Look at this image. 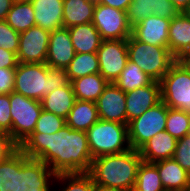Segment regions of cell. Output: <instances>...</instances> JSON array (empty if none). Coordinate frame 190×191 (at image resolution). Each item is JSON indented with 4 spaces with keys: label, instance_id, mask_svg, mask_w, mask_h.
<instances>
[{
    "label": "cell",
    "instance_id": "cell-1",
    "mask_svg": "<svg viewBox=\"0 0 190 191\" xmlns=\"http://www.w3.org/2000/svg\"><path fill=\"white\" fill-rule=\"evenodd\" d=\"M19 149L31 159H38L55 174L89 172L92 155L87 133L65 125L56 133L33 132Z\"/></svg>",
    "mask_w": 190,
    "mask_h": 191
},
{
    "label": "cell",
    "instance_id": "cell-2",
    "mask_svg": "<svg viewBox=\"0 0 190 191\" xmlns=\"http://www.w3.org/2000/svg\"><path fill=\"white\" fill-rule=\"evenodd\" d=\"M142 161L139 151L130 148L120 154L94 158L88 173L96 185L133 191Z\"/></svg>",
    "mask_w": 190,
    "mask_h": 191
},
{
    "label": "cell",
    "instance_id": "cell-3",
    "mask_svg": "<svg viewBox=\"0 0 190 191\" xmlns=\"http://www.w3.org/2000/svg\"><path fill=\"white\" fill-rule=\"evenodd\" d=\"M65 69L50 68L46 63H18L15 71L14 92L41 101L48 93L69 86Z\"/></svg>",
    "mask_w": 190,
    "mask_h": 191
},
{
    "label": "cell",
    "instance_id": "cell-4",
    "mask_svg": "<svg viewBox=\"0 0 190 191\" xmlns=\"http://www.w3.org/2000/svg\"><path fill=\"white\" fill-rule=\"evenodd\" d=\"M92 158L120 154L130 149L128 125L99 119L87 131Z\"/></svg>",
    "mask_w": 190,
    "mask_h": 191
},
{
    "label": "cell",
    "instance_id": "cell-5",
    "mask_svg": "<svg viewBox=\"0 0 190 191\" xmlns=\"http://www.w3.org/2000/svg\"><path fill=\"white\" fill-rule=\"evenodd\" d=\"M127 47L128 60L140 67L153 81L160 82L177 60L168 47L149 45L132 35L127 39Z\"/></svg>",
    "mask_w": 190,
    "mask_h": 191
},
{
    "label": "cell",
    "instance_id": "cell-6",
    "mask_svg": "<svg viewBox=\"0 0 190 191\" xmlns=\"http://www.w3.org/2000/svg\"><path fill=\"white\" fill-rule=\"evenodd\" d=\"M10 113L12 129L9 136L20 146L33 133L42 112L41 101L27 98L21 94L10 93Z\"/></svg>",
    "mask_w": 190,
    "mask_h": 191
},
{
    "label": "cell",
    "instance_id": "cell-7",
    "mask_svg": "<svg viewBox=\"0 0 190 191\" xmlns=\"http://www.w3.org/2000/svg\"><path fill=\"white\" fill-rule=\"evenodd\" d=\"M161 100L170 108L190 114V73L176 60L163 76Z\"/></svg>",
    "mask_w": 190,
    "mask_h": 191
},
{
    "label": "cell",
    "instance_id": "cell-8",
    "mask_svg": "<svg viewBox=\"0 0 190 191\" xmlns=\"http://www.w3.org/2000/svg\"><path fill=\"white\" fill-rule=\"evenodd\" d=\"M169 107L161 100L128 124L130 148L139 150L160 131H165Z\"/></svg>",
    "mask_w": 190,
    "mask_h": 191
},
{
    "label": "cell",
    "instance_id": "cell-9",
    "mask_svg": "<svg viewBox=\"0 0 190 191\" xmlns=\"http://www.w3.org/2000/svg\"><path fill=\"white\" fill-rule=\"evenodd\" d=\"M92 24L102 40H127L132 35L125 11L96 2Z\"/></svg>",
    "mask_w": 190,
    "mask_h": 191
},
{
    "label": "cell",
    "instance_id": "cell-10",
    "mask_svg": "<svg viewBox=\"0 0 190 191\" xmlns=\"http://www.w3.org/2000/svg\"><path fill=\"white\" fill-rule=\"evenodd\" d=\"M97 55L99 73L108 83H115L128 62L127 40H102Z\"/></svg>",
    "mask_w": 190,
    "mask_h": 191
},
{
    "label": "cell",
    "instance_id": "cell-11",
    "mask_svg": "<svg viewBox=\"0 0 190 191\" xmlns=\"http://www.w3.org/2000/svg\"><path fill=\"white\" fill-rule=\"evenodd\" d=\"M50 32L35 25L20 33L17 59L19 63H46Z\"/></svg>",
    "mask_w": 190,
    "mask_h": 191
},
{
    "label": "cell",
    "instance_id": "cell-12",
    "mask_svg": "<svg viewBox=\"0 0 190 191\" xmlns=\"http://www.w3.org/2000/svg\"><path fill=\"white\" fill-rule=\"evenodd\" d=\"M54 178L48 165L21 151V191H51Z\"/></svg>",
    "mask_w": 190,
    "mask_h": 191
},
{
    "label": "cell",
    "instance_id": "cell-13",
    "mask_svg": "<svg viewBox=\"0 0 190 191\" xmlns=\"http://www.w3.org/2000/svg\"><path fill=\"white\" fill-rule=\"evenodd\" d=\"M99 119L127 124L125 92L108 83L96 101Z\"/></svg>",
    "mask_w": 190,
    "mask_h": 191
},
{
    "label": "cell",
    "instance_id": "cell-14",
    "mask_svg": "<svg viewBox=\"0 0 190 191\" xmlns=\"http://www.w3.org/2000/svg\"><path fill=\"white\" fill-rule=\"evenodd\" d=\"M125 100L128 125L130 121L161 101V84L153 81L149 85L126 92Z\"/></svg>",
    "mask_w": 190,
    "mask_h": 191
},
{
    "label": "cell",
    "instance_id": "cell-15",
    "mask_svg": "<svg viewBox=\"0 0 190 191\" xmlns=\"http://www.w3.org/2000/svg\"><path fill=\"white\" fill-rule=\"evenodd\" d=\"M180 13L178 8L169 0H132L126 11L131 27L153 14L162 18L173 19Z\"/></svg>",
    "mask_w": 190,
    "mask_h": 191
},
{
    "label": "cell",
    "instance_id": "cell-16",
    "mask_svg": "<svg viewBox=\"0 0 190 191\" xmlns=\"http://www.w3.org/2000/svg\"><path fill=\"white\" fill-rule=\"evenodd\" d=\"M75 56L68 28L50 32L46 64L54 69H66Z\"/></svg>",
    "mask_w": 190,
    "mask_h": 191
},
{
    "label": "cell",
    "instance_id": "cell-17",
    "mask_svg": "<svg viewBox=\"0 0 190 191\" xmlns=\"http://www.w3.org/2000/svg\"><path fill=\"white\" fill-rule=\"evenodd\" d=\"M171 19L155 14L132 27V36L149 45L168 47V31Z\"/></svg>",
    "mask_w": 190,
    "mask_h": 191
},
{
    "label": "cell",
    "instance_id": "cell-18",
    "mask_svg": "<svg viewBox=\"0 0 190 191\" xmlns=\"http://www.w3.org/2000/svg\"><path fill=\"white\" fill-rule=\"evenodd\" d=\"M177 139L166 131H160L138 150L143 162L155 163L157 161L173 158Z\"/></svg>",
    "mask_w": 190,
    "mask_h": 191
},
{
    "label": "cell",
    "instance_id": "cell-19",
    "mask_svg": "<svg viewBox=\"0 0 190 191\" xmlns=\"http://www.w3.org/2000/svg\"><path fill=\"white\" fill-rule=\"evenodd\" d=\"M36 25L52 32L63 27L64 0H33Z\"/></svg>",
    "mask_w": 190,
    "mask_h": 191
},
{
    "label": "cell",
    "instance_id": "cell-20",
    "mask_svg": "<svg viewBox=\"0 0 190 191\" xmlns=\"http://www.w3.org/2000/svg\"><path fill=\"white\" fill-rule=\"evenodd\" d=\"M152 164L158 170L165 191H186L190 186V174L173 158Z\"/></svg>",
    "mask_w": 190,
    "mask_h": 191
},
{
    "label": "cell",
    "instance_id": "cell-21",
    "mask_svg": "<svg viewBox=\"0 0 190 191\" xmlns=\"http://www.w3.org/2000/svg\"><path fill=\"white\" fill-rule=\"evenodd\" d=\"M168 49L178 59L190 53V19L180 13L171 19L168 31Z\"/></svg>",
    "mask_w": 190,
    "mask_h": 191
},
{
    "label": "cell",
    "instance_id": "cell-22",
    "mask_svg": "<svg viewBox=\"0 0 190 191\" xmlns=\"http://www.w3.org/2000/svg\"><path fill=\"white\" fill-rule=\"evenodd\" d=\"M68 31L75 53H97L102 38L92 22L69 27Z\"/></svg>",
    "mask_w": 190,
    "mask_h": 191
},
{
    "label": "cell",
    "instance_id": "cell-23",
    "mask_svg": "<svg viewBox=\"0 0 190 191\" xmlns=\"http://www.w3.org/2000/svg\"><path fill=\"white\" fill-rule=\"evenodd\" d=\"M96 2L91 0H64L63 27L91 23Z\"/></svg>",
    "mask_w": 190,
    "mask_h": 191
},
{
    "label": "cell",
    "instance_id": "cell-24",
    "mask_svg": "<svg viewBox=\"0 0 190 191\" xmlns=\"http://www.w3.org/2000/svg\"><path fill=\"white\" fill-rule=\"evenodd\" d=\"M98 120L96 102L75 100L66 118V125L72 129L86 132Z\"/></svg>",
    "mask_w": 190,
    "mask_h": 191
},
{
    "label": "cell",
    "instance_id": "cell-25",
    "mask_svg": "<svg viewBox=\"0 0 190 191\" xmlns=\"http://www.w3.org/2000/svg\"><path fill=\"white\" fill-rule=\"evenodd\" d=\"M75 100L72 84H70L69 86L60 87L48 93L46 97L42 98L41 105L43 110L66 119Z\"/></svg>",
    "mask_w": 190,
    "mask_h": 191
},
{
    "label": "cell",
    "instance_id": "cell-26",
    "mask_svg": "<svg viewBox=\"0 0 190 191\" xmlns=\"http://www.w3.org/2000/svg\"><path fill=\"white\" fill-rule=\"evenodd\" d=\"M71 84L76 100L96 102L108 82L97 73L76 78Z\"/></svg>",
    "mask_w": 190,
    "mask_h": 191
},
{
    "label": "cell",
    "instance_id": "cell-27",
    "mask_svg": "<svg viewBox=\"0 0 190 191\" xmlns=\"http://www.w3.org/2000/svg\"><path fill=\"white\" fill-rule=\"evenodd\" d=\"M0 191H21V150L0 162Z\"/></svg>",
    "mask_w": 190,
    "mask_h": 191
},
{
    "label": "cell",
    "instance_id": "cell-28",
    "mask_svg": "<svg viewBox=\"0 0 190 191\" xmlns=\"http://www.w3.org/2000/svg\"><path fill=\"white\" fill-rule=\"evenodd\" d=\"M94 186L88 172L62 173L55 175L51 191H93Z\"/></svg>",
    "mask_w": 190,
    "mask_h": 191
},
{
    "label": "cell",
    "instance_id": "cell-29",
    "mask_svg": "<svg viewBox=\"0 0 190 191\" xmlns=\"http://www.w3.org/2000/svg\"><path fill=\"white\" fill-rule=\"evenodd\" d=\"M34 14L31 3L13 2L5 20L20 34L36 25Z\"/></svg>",
    "mask_w": 190,
    "mask_h": 191
},
{
    "label": "cell",
    "instance_id": "cell-30",
    "mask_svg": "<svg viewBox=\"0 0 190 191\" xmlns=\"http://www.w3.org/2000/svg\"><path fill=\"white\" fill-rule=\"evenodd\" d=\"M152 82L153 80L140 67L128 60L115 84L126 93Z\"/></svg>",
    "mask_w": 190,
    "mask_h": 191
},
{
    "label": "cell",
    "instance_id": "cell-31",
    "mask_svg": "<svg viewBox=\"0 0 190 191\" xmlns=\"http://www.w3.org/2000/svg\"><path fill=\"white\" fill-rule=\"evenodd\" d=\"M69 75L70 81L99 73V61L97 53H75L73 60L65 69Z\"/></svg>",
    "mask_w": 190,
    "mask_h": 191
},
{
    "label": "cell",
    "instance_id": "cell-32",
    "mask_svg": "<svg viewBox=\"0 0 190 191\" xmlns=\"http://www.w3.org/2000/svg\"><path fill=\"white\" fill-rule=\"evenodd\" d=\"M133 191H165L157 168L152 163L139 165Z\"/></svg>",
    "mask_w": 190,
    "mask_h": 191
},
{
    "label": "cell",
    "instance_id": "cell-33",
    "mask_svg": "<svg viewBox=\"0 0 190 191\" xmlns=\"http://www.w3.org/2000/svg\"><path fill=\"white\" fill-rule=\"evenodd\" d=\"M190 114L179 109H168L165 131L176 139L189 134Z\"/></svg>",
    "mask_w": 190,
    "mask_h": 191
},
{
    "label": "cell",
    "instance_id": "cell-34",
    "mask_svg": "<svg viewBox=\"0 0 190 191\" xmlns=\"http://www.w3.org/2000/svg\"><path fill=\"white\" fill-rule=\"evenodd\" d=\"M66 125V119L59 115L47 112L42 109V112L37 120L33 132L40 133H56Z\"/></svg>",
    "mask_w": 190,
    "mask_h": 191
},
{
    "label": "cell",
    "instance_id": "cell-35",
    "mask_svg": "<svg viewBox=\"0 0 190 191\" xmlns=\"http://www.w3.org/2000/svg\"><path fill=\"white\" fill-rule=\"evenodd\" d=\"M20 34L6 20H0V48L17 54Z\"/></svg>",
    "mask_w": 190,
    "mask_h": 191
},
{
    "label": "cell",
    "instance_id": "cell-36",
    "mask_svg": "<svg viewBox=\"0 0 190 191\" xmlns=\"http://www.w3.org/2000/svg\"><path fill=\"white\" fill-rule=\"evenodd\" d=\"M173 159L190 174V135L177 139Z\"/></svg>",
    "mask_w": 190,
    "mask_h": 191
},
{
    "label": "cell",
    "instance_id": "cell-37",
    "mask_svg": "<svg viewBox=\"0 0 190 191\" xmlns=\"http://www.w3.org/2000/svg\"><path fill=\"white\" fill-rule=\"evenodd\" d=\"M10 94H0V131L9 133L12 129Z\"/></svg>",
    "mask_w": 190,
    "mask_h": 191
},
{
    "label": "cell",
    "instance_id": "cell-38",
    "mask_svg": "<svg viewBox=\"0 0 190 191\" xmlns=\"http://www.w3.org/2000/svg\"><path fill=\"white\" fill-rule=\"evenodd\" d=\"M16 69L0 68V94L14 92Z\"/></svg>",
    "mask_w": 190,
    "mask_h": 191
},
{
    "label": "cell",
    "instance_id": "cell-39",
    "mask_svg": "<svg viewBox=\"0 0 190 191\" xmlns=\"http://www.w3.org/2000/svg\"><path fill=\"white\" fill-rule=\"evenodd\" d=\"M19 146L12 140L9 133L0 131V162L5 161Z\"/></svg>",
    "mask_w": 190,
    "mask_h": 191
},
{
    "label": "cell",
    "instance_id": "cell-40",
    "mask_svg": "<svg viewBox=\"0 0 190 191\" xmlns=\"http://www.w3.org/2000/svg\"><path fill=\"white\" fill-rule=\"evenodd\" d=\"M18 63L17 54L0 48V68L16 69Z\"/></svg>",
    "mask_w": 190,
    "mask_h": 191
},
{
    "label": "cell",
    "instance_id": "cell-41",
    "mask_svg": "<svg viewBox=\"0 0 190 191\" xmlns=\"http://www.w3.org/2000/svg\"><path fill=\"white\" fill-rule=\"evenodd\" d=\"M132 0H99L98 3L127 11Z\"/></svg>",
    "mask_w": 190,
    "mask_h": 191
},
{
    "label": "cell",
    "instance_id": "cell-42",
    "mask_svg": "<svg viewBox=\"0 0 190 191\" xmlns=\"http://www.w3.org/2000/svg\"><path fill=\"white\" fill-rule=\"evenodd\" d=\"M13 2V0H0V20L6 19Z\"/></svg>",
    "mask_w": 190,
    "mask_h": 191
},
{
    "label": "cell",
    "instance_id": "cell-43",
    "mask_svg": "<svg viewBox=\"0 0 190 191\" xmlns=\"http://www.w3.org/2000/svg\"><path fill=\"white\" fill-rule=\"evenodd\" d=\"M177 60L190 73V53H186V54L181 55Z\"/></svg>",
    "mask_w": 190,
    "mask_h": 191
},
{
    "label": "cell",
    "instance_id": "cell-44",
    "mask_svg": "<svg viewBox=\"0 0 190 191\" xmlns=\"http://www.w3.org/2000/svg\"><path fill=\"white\" fill-rule=\"evenodd\" d=\"M173 5H175L180 12H182L189 4L190 0H169Z\"/></svg>",
    "mask_w": 190,
    "mask_h": 191
},
{
    "label": "cell",
    "instance_id": "cell-45",
    "mask_svg": "<svg viewBox=\"0 0 190 191\" xmlns=\"http://www.w3.org/2000/svg\"><path fill=\"white\" fill-rule=\"evenodd\" d=\"M93 191H127V190L105 187V186L95 184Z\"/></svg>",
    "mask_w": 190,
    "mask_h": 191
},
{
    "label": "cell",
    "instance_id": "cell-46",
    "mask_svg": "<svg viewBox=\"0 0 190 191\" xmlns=\"http://www.w3.org/2000/svg\"><path fill=\"white\" fill-rule=\"evenodd\" d=\"M181 13L190 19V4Z\"/></svg>",
    "mask_w": 190,
    "mask_h": 191
},
{
    "label": "cell",
    "instance_id": "cell-47",
    "mask_svg": "<svg viewBox=\"0 0 190 191\" xmlns=\"http://www.w3.org/2000/svg\"><path fill=\"white\" fill-rule=\"evenodd\" d=\"M14 2H25V3H31L33 0H13Z\"/></svg>",
    "mask_w": 190,
    "mask_h": 191
}]
</instances>
